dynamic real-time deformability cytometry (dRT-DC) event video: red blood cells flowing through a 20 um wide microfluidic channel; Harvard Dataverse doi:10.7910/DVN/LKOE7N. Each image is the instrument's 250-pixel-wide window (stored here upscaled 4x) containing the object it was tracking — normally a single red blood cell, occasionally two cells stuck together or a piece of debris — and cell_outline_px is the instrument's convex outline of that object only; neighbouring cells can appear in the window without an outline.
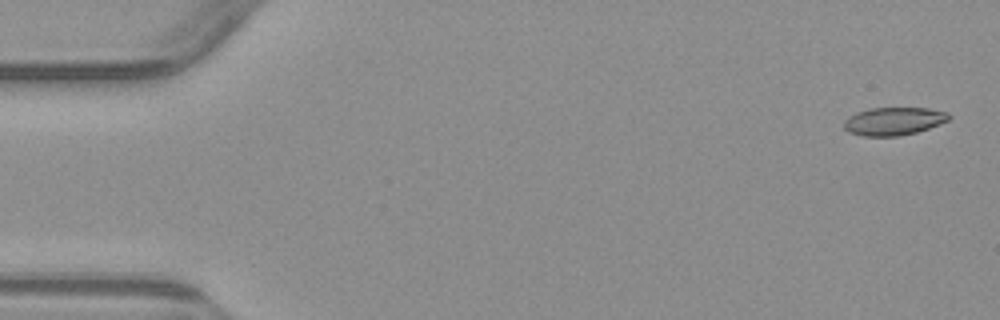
{"species": "common noctule bat (a hibernating species)", "species_latin": "Nyctalus noctula", "temperature_condition": "warm", "stored_images_in_passage": 5, "camera_frame_rate_fps": 3000, "um_per_image_px": 0.085, "animal": {"sex": "male", "body_mass_g": 23.1, "forearm_length_mm": 52.7}, "frame": {"image": 1, "passage_image": 1, "time_ms": 0.0, "image_size_px": [1000, 320], "cell_outline_px": [[952, 116], [948, 120], [940, 124], [916, 132], [900, 136], [864, 136], [848, 132], [844, 128], [844, 120], [848, 116], [856, 112], [868, 108], [928, 108], [948, 112]], "centroid_in_image_um": [75.95, 10.29], "position_along_channel_um": 9.0, "area_um2": 17.22}}